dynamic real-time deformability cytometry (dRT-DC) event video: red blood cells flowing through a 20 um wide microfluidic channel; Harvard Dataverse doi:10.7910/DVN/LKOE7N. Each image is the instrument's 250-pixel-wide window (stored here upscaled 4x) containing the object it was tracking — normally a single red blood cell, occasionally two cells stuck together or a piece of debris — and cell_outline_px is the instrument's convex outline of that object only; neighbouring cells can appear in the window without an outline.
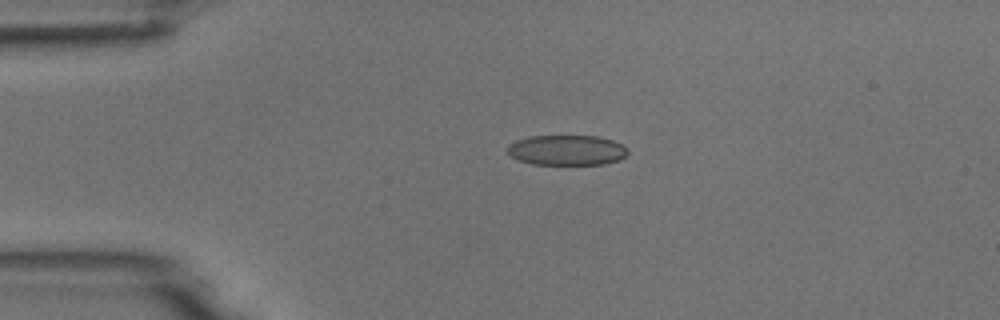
{"species": "common noctule bat (a hibernating species)", "species_latin": "Nyctalus noctula", "temperature_condition": "room temperature", "stored_images_in_passage": 9, "camera_frame_rate_fps": 3000, "um_per_image_px": 0.085, "animal": {"sex": "male", "body_mass_g": 18.8}, "frame": {"image": 1, "passage_image": 1, "time_ms": 0.0, "image_size_px": [1000, 320], "cell_outline_px": [[628, 152], [620, 160], [604, 164], [532, 164], [520, 160], [512, 156], [508, 152], [508, 148], [516, 140], [528, 136], [596, 136], [612, 140], [628, 148]], "centroid_in_image_um": [48.21, 12.76], "position_along_channel_um": 36.8, "area_um2": 20.98}}
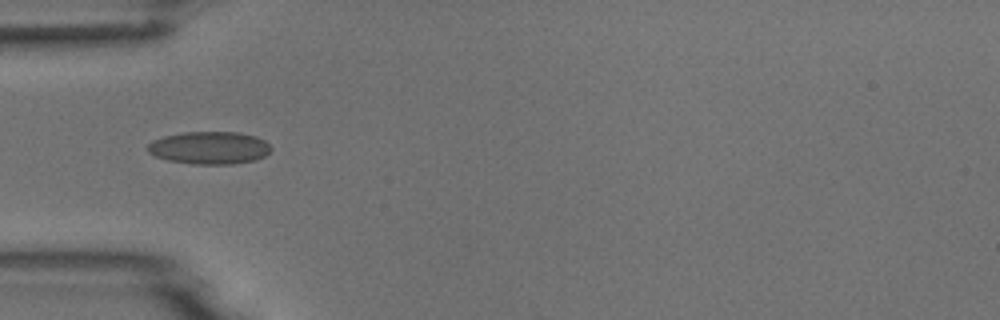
{"frame": {"image": 2, "passage_image": 6, "time_ms": 1.667, "image_size_px": [1000, 320], "cell_outline_px": [[272, 148], [264, 156], [256, 160], [232, 164], [192, 164], [168, 160], [156, 156], [148, 152], [144, 148], [152, 140], [164, 136], [184, 132], [240, 132], [256, 136], [264, 140]], "centroid_in_image_um": [17.78, 12.56], "position_along_channel_um": 67.2, "area_um2": 23.58}}